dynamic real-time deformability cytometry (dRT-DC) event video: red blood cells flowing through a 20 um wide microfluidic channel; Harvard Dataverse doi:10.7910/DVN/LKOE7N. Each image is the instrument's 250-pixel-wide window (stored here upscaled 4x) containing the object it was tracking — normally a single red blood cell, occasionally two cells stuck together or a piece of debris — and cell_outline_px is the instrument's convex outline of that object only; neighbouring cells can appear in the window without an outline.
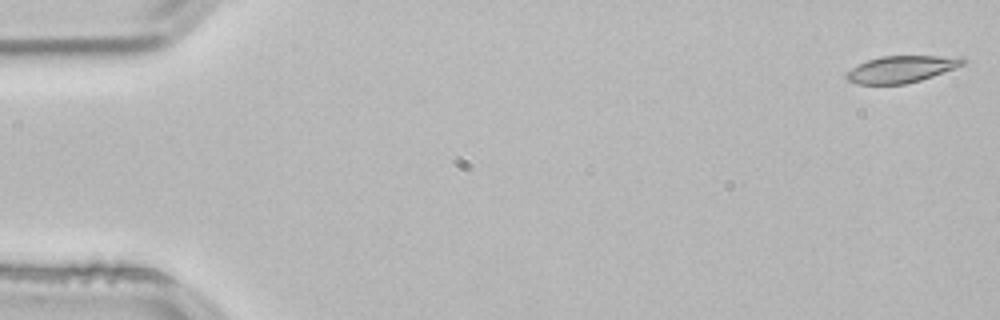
{"species": "common noctule bat (a hibernating species)", "species_latin": "Nyctalus noctula", "temperature_condition": "room temperature", "stored_images_in_passage": 8, "camera_frame_rate_fps": 3000, "um_per_image_px": 0.085, "animal": {"sex": "male", "body_mass_g": 21.5, "forearm_length_mm": 52.0}, "frame": {"image": 1, "passage_image": 1, "time_ms": 0.0, "image_size_px": [1000, 320], "cell_outline_px": [[968, 60], [964, 64], [956, 68], [920, 80], [904, 84], [856, 84], [848, 80], [844, 76], [852, 68], [868, 60], [880, 56], [964, 56]], "centroid_in_image_um": [76.67, 5.87], "position_along_channel_um": 8.3, "area_um2": 18.21}}